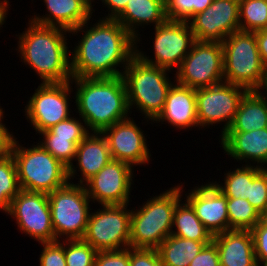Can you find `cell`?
Masks as SVG:
<instances>
[{"instance_id": "obj_1", "label": "cell", "mask_w": 267, "mask_h": 266, "mask_svg": "<svg viewBox=\"0 0 267 266\" xmlns=\"http://www.w3.org/2000/svg\"><path fill=\"white\" fill-rule=\"evenodd\" d=\"M97 21L88 27L89 19L69 32H84L70 52L72 77L121 76L136 54V39L118 21L101 17Z\"/></svg>"}, {"instance_id": "obj_2", "label": "cell", "mask_w": 267, "mask_h": 266, "mask_svg": "<svg viewBox=\"0 0 267 266\" xmlns=\"http://www.w3.org/2000/svg\"><path fill=\"white\" fill-rule=\"evenodd\" d=\"M27 26L17 37L20 61L35 71L42 83L71 81V49L68 50L66 38L69 31L39 25L30 19Z\"/></svg>"}, {"instance_id": "obj_3", "label": "cell", "mask_w": 267, "mask_h": 266, "mask_svg": "<svg viewBox=\"0 0 267 266\" xmlns=\"http://www.w3.org/2000/svg\"><path fill=\"white\" fill-rule=\"evenodd\" d=\"M71 84L76 88V113L91 132H102L130 117L122 76L73 77Z\"/></svg>"}, {"instance_id": "obj_4", "label": "cell", "mask_w": 267, "mask_h": 266, "mask_svg": "<svg viewBox=\"0 0 267 266\" xmlns=\"http://www.w3.org/2000/svg\"><path fill=\"white\" fill-rule=\"evenodd\" d=\"M170 70L143 61L135 54L122 73L130 113L137 109L146 122L154 121L162 112L169 89L173 85Z\"/></svg>"}, {"instance_id": "obj_5", "label": "cell", "mask_w": 267, "mask_h": 266, "mask_svg": "<svg viewBox=\"0 0 267 266\" xmlns=\"http://www.w3.org/2000/svg\"><path fill=\"white\" fill-rule=\"evenodd\" d=\"M183 187L182 183L177 184L157 196L148 198L138 209L132 208L130 247L157 249L171 235L173 213L177 203L183 200Z\"/></svg>"}, {"instance_id": "obj_6", "label": "cell", "mask_w": 267, "mask_h": 266, "mask_svg": "<svg viewBox=\"0 0 267 266\" xmlns=\"http://www.w3.org/2000/svg\"><path fill=\"white\" fill-rule=\"evenodd\" d=\"M11 155L16 162L19 185L23 190L48 194L69 182L68 168L38 143L26 148L19 144L16 137Z\"/></svg>"}, {"instance_id": "obj_7", "label": "cell", "mask_w": 267, "mask_h": 266, "mask_svg": "<svg viewBox=\"0 0 267 266\" xmlns=\"http://www.w3.org/2000/svg\"><path fill=\"white\" fill-rule=\"evenodd\" d=\"M224 81L257 91L266 68L259 54L255 32L237 30L224 39Z\"/></svg>"}, {"instance_id": "obj_8", "label": "cell", "mask_w": 267, "mask_h": 266, "mask_svg": "<svg viewBox=\"0 0 267 266\" xmlns=\"http://www.w3.org/2000/svg\"><path fill=\"white\" fill-rule=\"evenodd\" d=\"M48 199L56 240L83 239L92 210L85 186L68 182L48 193Z\"/></svg>"}, {"instance_id": "obj_9", "label": "cell", "mask_w": 267, "mask_h": 266, "mask_svg": "<svg viewBox=\"0 0 267 266\" xmlns=\"http://www.w3.org/2000/svg\"><path fill=\"white\" fill-rule=\"evenodd\" d=\"M128 205H101L90 212L83 240L96 251L130 247L131 210Z\"/></svg>"}, {"instance_id": "obj_10", "label": "cell", "mask_w": 267, "mask_h": 266, "mask_svg": "<svg viewBox=\"0 0 267 266\" xmlns=\"http://www.w3.org/2000/svg\"><path fill=\"white\" fill-rule=\"evenodd\" d=\"M175 72L174 79L177 83L194 89L223 82L222 44L196 40Z\"/></svg>"}, {"instance_id": "obj_11", "label": "cell", "mask_w": 267, "mask_h": 266, "mask_svg": "<svg viewBox=\"0 0 267 266\" xmlns=\"http://www.w3.org/2000/svg\"><path fill=\"white\" fill-rule=\"evenodd\" d=\"M71 92V81L40 83L24 109L26 119L36 133L48 130L71 116Z\"/></svg>"}, {"instance_id": "obj_12", "label": "cell", "mask_w": 267, "mask_h": 266, "mask_svg": "<svg viewBox=\"0 0 267 266\" xmlns=\"http://www.w3.org/2000/svg\"><path fill=\"white\" fill-rule=\"evenodd\" d=\"M248 92L244 87L223 81L196 89V108L199 129L224 122L221 135L231 126L240 101Z\"/></svg>"}, {"instance_id": "obj_13", "label": "cell", "mask_w": 267, "mask_h": 266, "mask_svg": "<svg viewBox=\"0 0 267 266\" xmlns=\"http://www.w3.org/2000/svg\"><path fill=\"white\" fill-rule=\"evenodd\" d=\"M154 30V59L139 50V45H136V54L143 61L157 67L170 71H173V68L178 69L196 41L188 21L166 20Z\"/></svg>"}, {"instance_id": "obj_14", "label": "cell", "mask_w": 267, "mask_h": 266, "mask_svg": "<svg viewBox=\"0 0 267 266\" xmlns=\"http://www.w3.org/2000/svg\"><path fill=\"white\" fill-rule=\"evenodd\" d=\"M14 218L19 231L38 243L55 242L48 194L21 189L11 201L7 213Z\"/></svg>"}, {"instance_id": "obj_15", "label": "cell", "mask_w": 267, "mask_h": 266, "mask_svg": "<svg viewBox=\"0 0 267 266\" xmlns=\"http://www.w3.org/2000/svg\"><path fill=\"white\" fill-rule=\"evenodd\" d=\"M133 166L111 159L85 184L90 200L99 205H126L130 202L134 183Z\"/></svg>"}, {"instance_id": "obj_16", "label": "cell", "mask_w": 267, "mask_h": 266, "mask_svg": "<svg viewBox=\"0 0 267 266\" xmlns=\"http://www.w3.org/2000/svg\"><path fill=\"white\" fill-rule=\"evenodd\" d=\"M197 41L220 42L239 26V0H213L211 5L188 20Z\"/></svg>"}, {"instance_id": "obj_17", "label": "cell", "mask_w": 267, "mask_h": 266, "mask_svg": "<svg viewBox=\"0 0 267 266\" xmlns=\"http://www.w3.org/2000/svg\"><path fill=\"white\" fill-rule=\"evenodd\" d=\"M131 117L105 128L102 134L107 139L111 158L131 166L149 163L151 154L144 131Z\"/></svg>"}, {"instance_id": "obj_18", "label": "cell", "mask_w": 267, "mask_h": 266, "mask_svg": "<svg viewBox=\"0 0 267 266\" xmlns=\"http://www.w3.org/2000/svg\"><path fill=\"white\" fill-rule=\"evenodd\" d=\"M188 192L186 201L212 236L229 230L227 197L212 182H204Z\"/></svg>"}, {"instance_id": "obj_19", "label": "cell", "mask_w": 267, "mask_h": 266, "mask_svg": "<svg viewBox=\"0 0 267 266\" xmlns=\"http://www.w3.org/2000/svg\"><path fill=\"white\" fill-rule=\"evenodd\" d=\"M111 155L107 139L102 132H90L78 145L74 158L77 167L72 164L68 167L69 182L81 173L78 178L79 185H84L89 179L96 175L110 160ZM78 168V171H77Z\"/></svg>"}, {"instance_id": "obj_20", "label": "cell", "mask_w": 267, "mask_h": 266, "mask_svg": "<svg viewBox=\"0 0 267 266\" xmlns=\"http://www.w3.org/2000/svg\"><path fill=\"white\" fill-rule=\"evenodd\" d=\"M220 136L219 142L228 156L237 161L243 160L245 165L253 162L258 167L266 168L267 128L248 132H225Z\"/></svg>"}, {"instance_id": "obj_21", "label": "cell", "mask_w": 267, "mask_h": 266, "mask_svg": "<svg viewBox=\"0 0 267 266\" xmlns=\"http://www.w3.org/2000/svg\"><path fill=\"white\" fill-rule=\"evenodd\" d=\"M175 83L168 91L161 114L153 123L166 122L177 129L199 127L196 108V89Z\"/></svg>"}, {"instance_id": "obj_22", "label": "cell", "mask_w": 267, "mask_h": 266, "mask_svg": "<svg viewBox=\"0 0 267 266\" xmlns=\"http://www.w3.org/2000/svg\"><path fill=\"white\" fill-rule=\"evenodd\" d=\"M48 10L45 15H33L31 21L43 26L71 31L92 18V9L84 0H43Z\"/></svg>"}, {"instance_id": "obj_23", "label": "cell", "mask_w": 267, "mask_h": 266, "mask_svg": "<svg viewBox=\"0 0 267 266\" xmlns=\"http://www.w3.org/2000/svg\"><path fill=\"white\" fill-rule=\"evenodd\" d=\"M220 266H258L250 230L231 229L213 236Z\"/></svg>"}, {"instance_id": "obj_24", "label": "cell", "mask_w": 267, "mask_h": 266, "mask_svg": "<svg viewBox=\"0 0 267 266\" xmlns=\"http://www.w3.org/2000/svg\"><path fill=\"white\" fill-rule=\"evenodd\" d=\"M115 20L136 39L137 45L141 35L139 27L151 23L156 27L167 20L164 0H129Z\"/></svg>"}, {"instance_id": "obj_25", "label": "cell", "mask_w": 267, "mask_h": 266, "mask_svg": "<svg viewBox=\"0 0 267 266\" xmlns=\"http://www.w3.org/2000/svg\"><path fill=\"white\" fill-rule=\"evenodd\" d=\"M262 128H267V101L257 91H248L226 132H248Z\"/></svg>"}, {"instance_id": "obj_26", "label": "cell", "mask_w": 267, "mask_h": 266, "mask_svg": "<svg viewBox=\"0 0 267 266\" xmlns=\"http://www.w3.org/2000/svg\"><path fill=\"white\" fill-rule=\"evenodd\" d=\"M211 241H194L169 235L157 248L163 266H189Z\"/></svg>"}, {"instance_id": "obj_27", "label": "cell", "mask_w": 267, "mask_h": 266, "mask_svg": "<svg viewBox=\"0 0 267 266\" xmlns=\"http://www.w3.org/2000/svg\"><path fill=\"white\" fill-rule=\"evenodd\" d=\"M180 200L173 213V228L171 235L186 238L194 241H212L213 236L204 227L195 214L191 205Z\"/></svg>"}, {"instance_id": "obj_28", "label": "cell", "mask_w": 267, "mask_h": 266, "mask_svg": "<svg viewBox=\"0 0 267 266\" xmlns=\"http://www.w3.org/2000/svg\"><path fill=\"white\" fill-rule=\"evenodd\" d=\"M257 165H242L235 170L228 171L224 175V184L220 181H212V183L227 197V198H242L248 199L250 191V181L261 170ZM220 183V184H219Z\"/></svg>"}, {"instance_id": "obj_29", "label": "cell", "mask_w": 267, "mask_h": 266, "mask_svg": "<svg viewBox=\"0 0 267 266\" xmlns=\"http://www.w3.org/2000/svg\"><path fill=\"white\" fill-rule=\"evenodd\" d=\"M229 230H251L264 217L245 198H227Z\"/></svg>"}, {"instance_id": "obj_30", "label": "cell", "mask_w": 267, "mask_h": 266, "mask_svg": "<svg viewBox=\"0 0 267 266\" xmlns=\"http://www.w3.org/2000/svg\"><path fill=\"white\" fill-rule=\"evenodd\" d=\"M20 190L16 162L9 154L0 160V211L8 213L11 201Z\"/></svg>"}, {"instance_id": "obj_31", "label": "cell", "mask_w": 267, "mask_h": 266, "mask_svg": "<svg viewBox=\"0 0 267 266\" xmlns=\"http://www.w3.org/2000/svg\"><path fill=\"white\" fill-rule=\"evenodd\" d=\"M239 26L249 32L267 29V0H239Z\"/></svg>"}, {"instance_id": "obj_32", "label": "cell", "mask_w": 267, "mask_h": 266, "mask_svg": "<svg viewBox=\"0 0 267 266\" xmlns=\"http://www.w3.org/2000/svg\"><path fill=\"white\" fill-rule=\"evenodd\" d=\"M42 141H38L46 151L52 154L67 168L74 162L77 151V145L84 138H63L57 136H42Z\"/></svg>"}, {"instance_id": "obj_33", "label": "cell", "mask_w": 267, "mask_h": 266, "mask_svg": "<svg viewBox=\"0 0 267 266\" xmlns=\"http://www.w3.org/2000/svg\"><path fill=\"white\" fill-rule=\"evenodd\" d=\"M96 253L83 239L65 240L66 266H94Z\"/></svg>"}, {"instance_id": "obj_34", "label": "cell", "mask_w": 267, "mask_h": 266, "mask_svg": "<svg viewBox=\"0 0 267 266\" xmlns=\"http://www.w3.org/2000/svg\"><path fill=\"white\" fill-rule=\"evenodd\" d=\"M74 117L70 116L68 119L38 134H41L40 136H57L63 138H85L91 131L88 130L85 121L83 119H81L82 121L80 120V116L79 119Z\"/></svg>"}, {"instance_id": "obj_35", "label": "cell", "mask_w": 267, "mask_h": 266, "mask_svg": "<svg viewBox=\"0 0 267 266\" xmlns=\"http://www.w3.org/2000/svg\"><path fill=\"white\" fill-rule=\"evenodd\" d=\"M247 200L263 217H267V168H262L250 181Z\"/></svg>"}, {"instance_id": "obj_36", "label": "cell", "mask_w": 267, "mask_h": 266, "mask_svg": "<svg viewBox=\"0 0 267 266\" xmlns=\"http://www.w3.org/2000/svg\"><path fill=\"white\" fill-rule=\"evenodd\" d=\"M39 244L43 247L39 255V266H66L65 239Z\"/></svg>"}, {"instance_id": "obj_37", "label": "cell", "mask_w": 267, "mask_h": 266, "mask_svg": "<svg viewBox=\"0 0 267 266\" xmlns=\"http://www.w3.org/2000/svg\"><path fill=\"white\" fill-rule=\"evenodd\" d=\"M250 231L257 264L262 266L267 261V217L259 221Z\"/></svg>"}, {"instance_id": "obj_38", "label": "cell", "mask_w": 267, "mask_h": 266, "mask_svg": "<svg viewBox=\"0 0 267 266\" xmlns=\"http://www.w3.org/2000/svg\"><path fill=\"white\" fill-rule=\"evenodd\" d=\"M169 21H188L193 17V0H164Z\"/></svg>"}, {"instance_id": "obj_39", "label": "cell", "mask_w": 267, "mask_h": 266, "mask_svg": "<svg viewBox=\"0 0 267 266\" xmlns=\"http://www.w3.org/2000/svg\"><path fill=\"white\" fill-rule=\"evenodd\" d=\"M94 266H130V247L97 251Z\"/></svg>"}, {"instance_id": "obj_40", "label": "cell", "mask_w": 267, "mask_h": 266, "mask_svg": "<svg viewBox=\"0 0 267 266\" xmlns=\"http://www.w3.org/2000/svg\"><path fill=\"white\" fill-rule=\"evenodd\" d=\"M130 266H163L157 249L130 247Z\"/></svg>"}, {"instance_id": "obj_41", "label": "cell", "mask_w": 267, "mask_h": 266, "mask_svg": "<svg viewBox=\"0 0 267 266\" xmlns=\"http://www.w3.org/2000/svg\"><path fill=\"white\" fill-rule=\"evenodd\" d=\"M189 266H220V257L216 244L213 241L206 244Z\"/></svg>"}, {"instance_id": "obj_42", "label": "cell", "mask_w": 267, "mask_h": 266, "mask_svg": "<svg viewBox=\"0 0 267 266\" xmlns=\"http://www.w3.org/2000/svg\"><path fill=\"white\" fill-rule=\"evenodd\" d=\"M3 119L4 117L0 120V160L11 154V146L15 138V135L3 124Z\"/></svg>"}, {"instance_id": "obj_43", "label": "cell", "mask_w": 267, "mask_h": 266, "mask_svg": "<svg viewBox=\"0 0 267 266\" xmlns=\"http://www.w3.org/2000/svg\"><path fill=\"white\" fill-rule=\"evenodd\" d=\"M108 8V15L104 19H115L125 8L129 0H100Z\"/></svg>"}, {"instance_id": "obj_44", "label": "cell", "mask_w": 267, "mask_h": 266, "mask_svg": "<svg viewBox=\"0 0 267 266\" xmlns=\"http://www.w3.org/2000/svg\"><path fill=\"white\" fill-rule=\"evenodd\" d=\"M255 37L257 40L259 54L265 68L267 69V29L256 31Z\"/></svg>"}, {"instance_id": "obj_45", "label": "cell", "mask_w": 267, "mask_h": 266, "mask_svg": "<svg viewBox=\"0 0 267 266\" xmlns=\"http://www.w3.org/2000/svg\"><path fill=\"white\" fill-rule=\"evenodd\" d=\"M213 0H193V16L207 9Z\"/></svg>"}, {"instance_id": "obj_46", "label": "cell", "mask_w": 267, "mask_h": 266, "mask_svg": "<svg viewBox=\"0 0 267 266\" xmlns=\"http://www.w3.org/2000/svg\"><path fill=\"white\" fill-rule=\"evenodd\" d=\"M9 0H0V28L6 22L7 13L9 9Z\"/></svg>"}, {"instance_id": "obj_47", "label": "cell", "mask_w": 267, "mask_h": 266, "mask_svg": "<svg viewBox=\"0 0 267 266\" xmlns=\"http://www.w3.org/2000/svg\"><path fill=\"white\" fill-rule=\"evenodd\" d=\"M265 89V90H264ZM263 90V91H262ZM265 91V92H264ZM257 92L267 101V69L264 73L262 82L260 84V86L257 89ZM265 94H264V93ZM266 95V96H265Z\"/></svg>"}, {"instance_id": "obj_48", "label": "cell", "mask_w": 267, "mask_h": 266, "mask_svg": "<svg viewBox=\"0 0 267 266\" xmlns=\"http://www.w3.org/2000/svg\"><path fill=\"white\" fill-rule=\"evenodd\" d=\"M84 1L93 9L92 3L95 2L94 0H84Z\"/></svg>"}, {"instance_id": "obj_49", "label": "cell", "mask_w": 267, "mask_h": 266, "mask_svg": "<svg viewBox=\"0 0 267 266\" xmlns=\"http://www.w3.org/2000/svg\"><path fill=\"white\" fill-rule=\"evenodd\" d=\"M4 113H5V111H3V108H1V106H0V120H1L3 117H5V116H4Z\"/></svg>"}]
</instances>
